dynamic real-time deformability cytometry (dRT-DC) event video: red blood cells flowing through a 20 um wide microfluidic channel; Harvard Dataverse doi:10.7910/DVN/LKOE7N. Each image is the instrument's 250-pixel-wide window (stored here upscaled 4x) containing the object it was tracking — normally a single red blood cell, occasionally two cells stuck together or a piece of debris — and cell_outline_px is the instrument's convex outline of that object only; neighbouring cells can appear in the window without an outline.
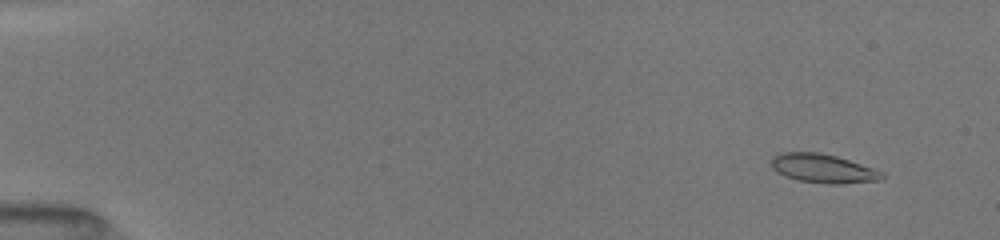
{"species": "common noctule bat (a hibernating species)", "species_latin": "Nyctalus noctula", "temperature_condition": "room temperature", "stored_images_in_passage": 39, "camera_frame_rate_fps": 3000, "um_per_image_px": 0.085, "animal": {"sex": "female", "body_mass_g": 19.5, "forearm_length_mm": 54.1}, "frame": {"image": 1, "passage_image": 5, "time_ms": 1.333, "image_size_px": [1000, 240], "cell_outline_px": [[884, 180], [844, 184], [828, 184], [800, 180], [776, 172], [772, 168], [768, 160], [772, 156], [780, 152], [816, 152], [836, 156], [884, 172]], "centroid_in_image_um": [69.94, 14.32], "position_along_channel_um": 15.1, "area_um2": 18.73}}
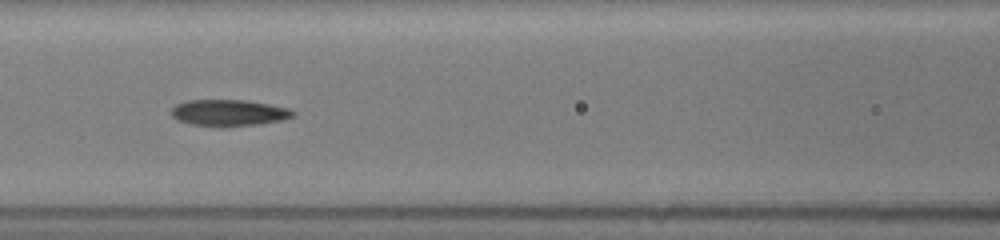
{"frame": {"image": 2, "passage_image": 18, "time_ms": 8.0, "image_size_px": [1000, 240], "cell_outline_px": [[296, 116], [284, 120], [260, 124], [220, 128], [192, 124], [176, 120], [168, 112], [176, 104], [184, 100], [244, 100], [268, 104], [288, 108], [296, 112]], "centroid_in_image_um": [19.43, 9.6], "position_along_channel_um": 147.2, "area_um2": 19.25}}
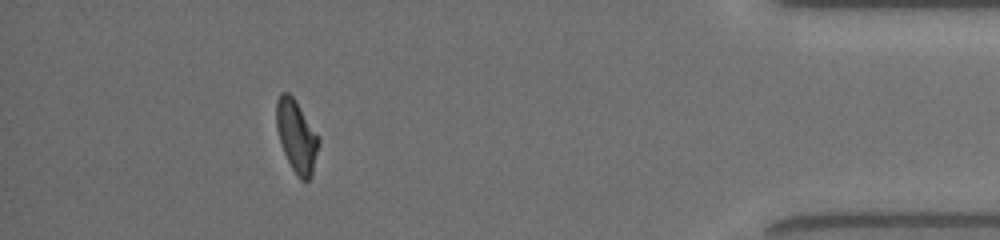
{"frame": {"image": 3, "passage_image": 35, "time_ms": 15.667, "image_size_px": [1000, 240], "cell_outline_px": [[320, 144], [312, 176], [308, 180], [300, 180], [296, 176], [284, 152], [276, 128], [276, 100], [280, 92], [288, 92], [296, 100], [320, 136]], "centroid_in_image_um": [25.23, 11.56], "position_along_channel_um": 410.0, "area_um2": 18.15}, "authors_computed_cell_mechanics": {"area_um2": 18.496, "velocity_mm_per_s": 4.0353, "shape_relaxation_time_tau1_ms": 9.4267, "shape_relaxation_time_tau2_ms": 4.3571, "deformation_change_tau1": 0.2718, "deformation_change_tau2": 0.128}}